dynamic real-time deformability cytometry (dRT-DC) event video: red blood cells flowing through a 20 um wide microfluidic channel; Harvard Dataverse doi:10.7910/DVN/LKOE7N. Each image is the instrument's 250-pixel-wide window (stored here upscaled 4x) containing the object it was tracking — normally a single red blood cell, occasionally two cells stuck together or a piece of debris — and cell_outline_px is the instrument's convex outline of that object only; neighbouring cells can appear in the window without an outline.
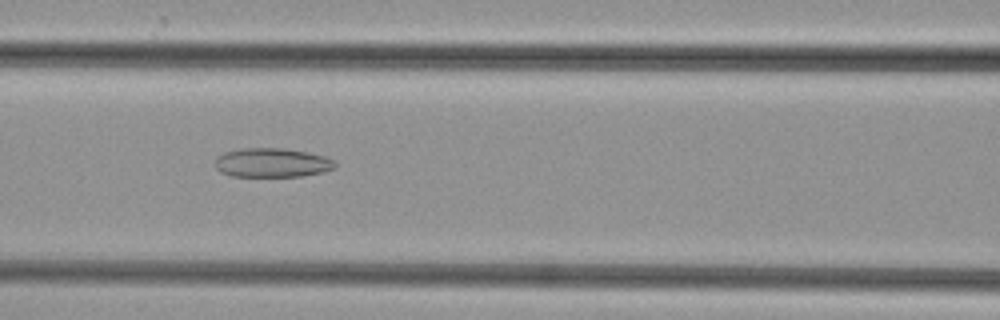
{"species": "common noctule bat (a hibernating species)", "species_latin": "Nyctalus noctula", "temperature_condition": "cold", "stored_images_in_passage": 43, "camera_frame_rate_fps": 3000, "um_per_image_px": 0.085, "animal": {"sex": "female", "body_mass_g": 29.2, "forearm_length_mm": 56.3}, "frame": {"image": 1, "passage_image": 20, "time_ms": 6.333, "image_size_px": [1000, 320], "cell_outline_px": [[336, 168], [324, 172], [300, 176], [232, 176], [220, 172], [216, 168], [216, 156], [224, 152], [240, 148], [284, 148], [308, 152], [324, 156], [336, 160]], "centroid_in_image_um": [23.14, 13.82], "position_along_channel_um": 143.5, "area_um2": 20.58}}
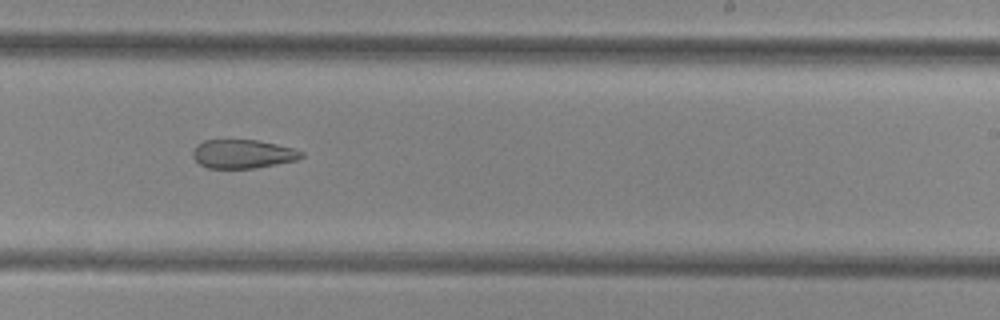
{"frame": {"image": 2, "passage_image": 29, "time_ms": 9.333, "image_size_px": [1000, 320], "cell_outline_px": [[304, 156], [296, 160], [256, 168], [208, 168], [200, 164], [192, 156], [192, 152], [196, 144], [204, 140], [256, 140], [276, 144], [292, 148], [304, 152]], "centroid_in_image_um": [20.62, 13.08], "position_along_channel_um": 268.4, "area_um2": 18.15}}
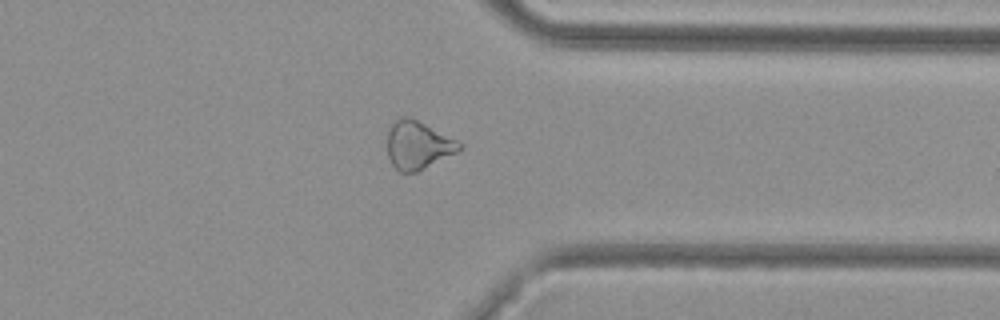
{"frame": {"image": 3, "passage_image": 37, "time_ms": 12.0, "image_size_px": [1000, 320], "cell_outline_px": [[464, 148], [416, 172], [400, 172], [392, 164], [388, 156], [388, 124], [400, 116], [408, 116], [464, 144]], "centroid_in_image_um": [35.49, 12.32], "position_along_channel_um": 375.9, "area_um2": 20.0}}